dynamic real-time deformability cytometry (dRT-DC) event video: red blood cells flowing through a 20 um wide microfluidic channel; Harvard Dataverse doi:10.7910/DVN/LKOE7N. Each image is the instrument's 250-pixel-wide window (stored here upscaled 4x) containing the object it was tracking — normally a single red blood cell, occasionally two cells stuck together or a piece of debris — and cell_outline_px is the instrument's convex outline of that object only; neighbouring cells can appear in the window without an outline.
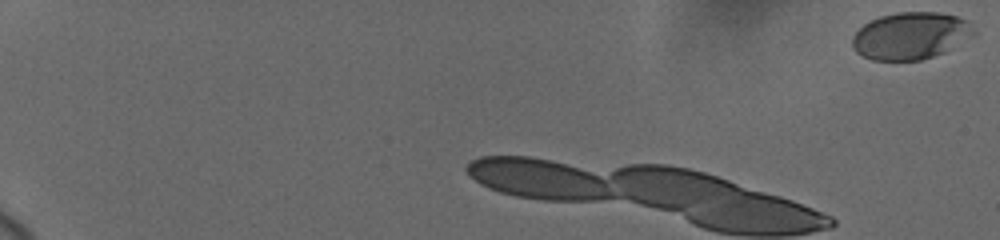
{"species": "human", "species_latin": "Homo sapiens", "temperature_condition": "cold", "stored_images_in_passage": 5, "camera_frame_rate_fps": 3000, "um_per_image_px": 0.085, "donor": {"sex": "female"}, "frame": {"image": 1, "passage_image": 1, "time_ms": 0.0, "image_size_px": [1000, 240], "cell_outline_px": [[976, 36], [944, 52], [920, 60], [872, 60], [856, 52], [852, 48], [852, 36], [864, 24], [880, 16], [896, 12], [936, 12], [956, 16], [968, 20], [976, 32]], "centroid_in_image_um": [77.43, 3.04], "position_along_channel_um": 7.6, "area_um2": 33.52}}